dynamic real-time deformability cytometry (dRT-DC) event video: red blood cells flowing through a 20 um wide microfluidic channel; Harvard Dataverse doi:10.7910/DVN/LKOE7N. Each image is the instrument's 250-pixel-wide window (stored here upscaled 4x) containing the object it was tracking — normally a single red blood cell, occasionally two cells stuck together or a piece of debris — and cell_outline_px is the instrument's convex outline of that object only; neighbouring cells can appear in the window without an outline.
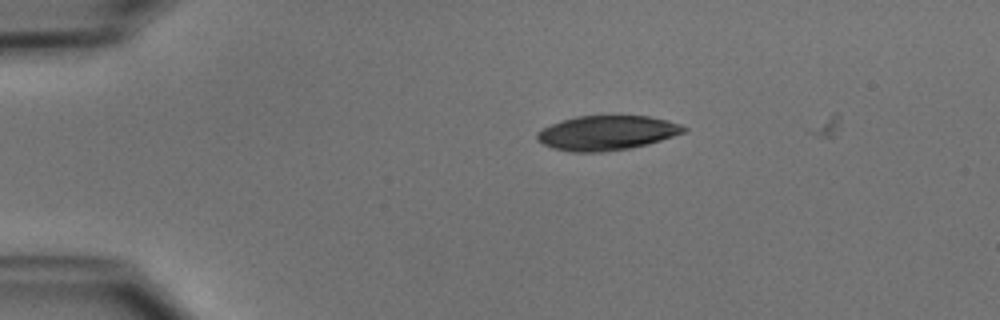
{"species": "common noctule bat (a hibernating species)", "species_latin": "Nyctalus noctula", "temperature_condition": "cold", "stored_images_in_passage": 7, "camera_frame_rate_fps": 3000, "um_per_image_px": 0.085, "animal": {"sex": "male", "body_mass_g": 15.6}, "frame": {"image": 1, "passage_image": 6, "time_ms": 1.667, "image_size_px": [1000, 320], "cell_outline_px": [[688, 132], [648, 144], [628, 148], [604, 152], [572, 152], [552, 148], [536, 140], [536, 132], [552, 124], [576, 116], [648, 116], [668, 120], [680, 124], [688, 128]], "centroid_in_image_um": [51.61, 11.3], "position_along_channel_um": 33.4, "area_um2": 29.59}}